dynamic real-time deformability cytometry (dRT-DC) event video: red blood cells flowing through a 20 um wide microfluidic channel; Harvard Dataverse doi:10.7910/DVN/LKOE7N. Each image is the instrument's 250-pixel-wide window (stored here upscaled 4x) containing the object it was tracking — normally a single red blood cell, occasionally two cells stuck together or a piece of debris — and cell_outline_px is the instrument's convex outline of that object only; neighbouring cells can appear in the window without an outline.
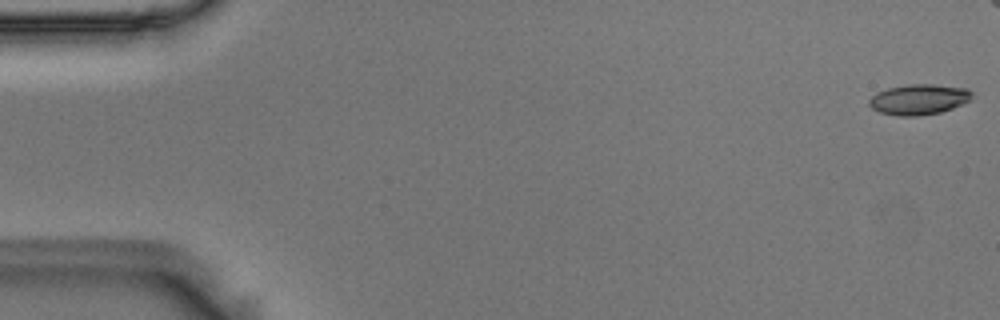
{"species": "Egyptian fruit bat (a non-hibernating species)", "species_latin": "Rousettus aegyptiacus", "temperature_condition": "room temperature", "stored_images_in_passage": 49, "camera_frame_rate_fps": 3000, "um_per_image_px": 0.085, "animal": {"sex": "male"}, "frame": {"image": 1, "passage_image": 1, "time_ms": 0.0, "image_size_px": [1000, 320], "cell_outline_px": [[972, 96], [968, 100], [952, 108], [940, 112], [916, 116], [896, 116], [880, 112], [872, 108], [868, 104], [868, 100], [876, 92], [888, 88], [908, 84], [932, 84], [968, 88], [972, 92]], "centroid_in_image_um": [78.06, 8.44], "position_along_channel_um": 6.9, "area_um2": 18.21}}
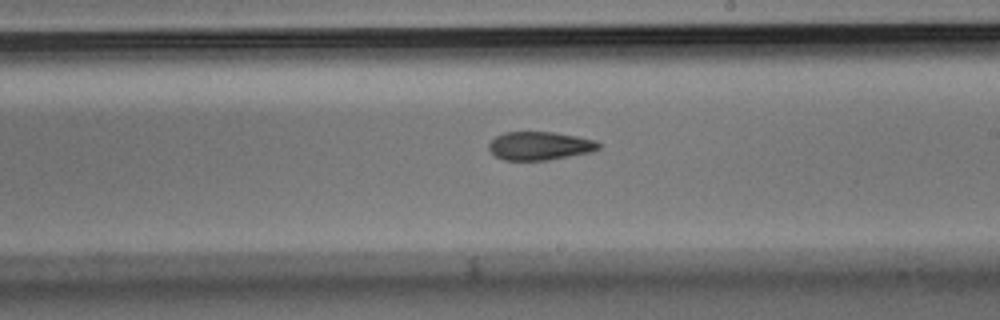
{"frame": {"image": 2, "passage_image": 32, "time_ms": 10.333, "image_size_px": [1000, 320], "cell_outline_px": [[600, 148], [592, 152], [548, 160], [504, 160], [496, 156], [488, 148], [488, 144], [496, 136], [504, 132], [556, 132], [596, 140], [600, 144]], "centroid_in_image_um": [45.9, 12.39], "position_along_channel_um": 243.1, "area_um2": 18.21}}
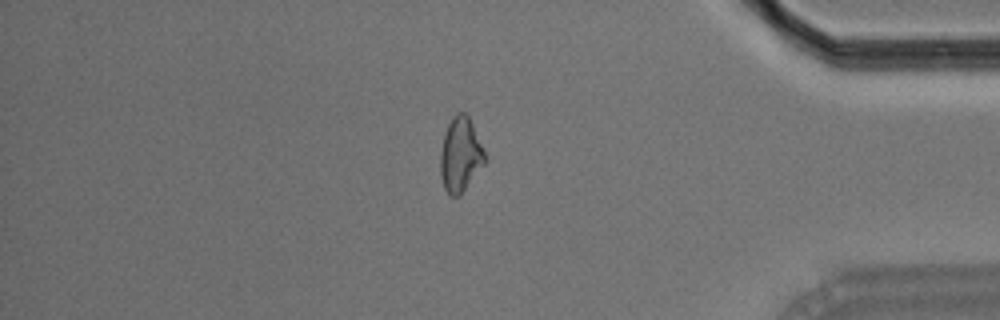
{"frame": {"image": 3, "passage_image": 47, "time_ms": 15.333, "image_size_px": [1000, 320], "cell_outline_px": [[488, 160], [460, 196], [452, 196], [444, 188], [440, 176], [440, 152], [444, 132], [452, 116], [456, 112], [464, 112], [468, 116], [472, 124]], "centroid_in_image_um": [39.13, 13.16], "position_along_channel_um": 396.1, "area_um2": 19.48}, "authors_computed_cell_mechanics": {"area_um2": 18.5538, "velocity_mm_per_s": 3.6547, "shape_relaxation_time_tau1_ms": null, "shape_relaxation_time_tau2_ms": 2.216, "deformation_change_tau1": null, "deformation_change_tau2": 0.0945}}